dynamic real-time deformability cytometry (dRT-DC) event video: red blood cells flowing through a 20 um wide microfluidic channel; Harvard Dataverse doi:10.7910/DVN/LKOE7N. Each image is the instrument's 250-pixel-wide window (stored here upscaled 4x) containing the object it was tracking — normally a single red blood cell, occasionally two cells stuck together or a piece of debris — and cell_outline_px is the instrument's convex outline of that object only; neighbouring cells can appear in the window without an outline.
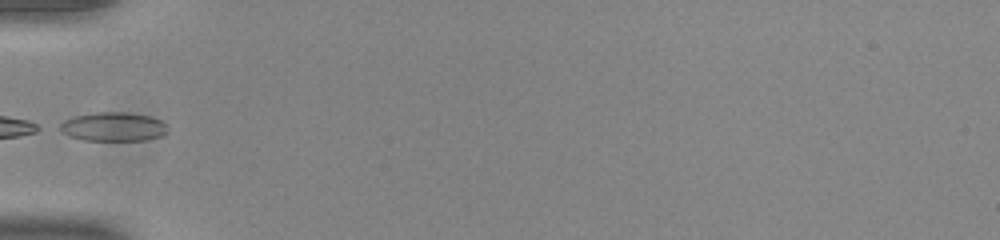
{"species": "common noctule bat (a hibernating species)", "species_latin": "Nyctalus noctula", "temperature_condition": "room temperature", "stored_images_in_passage": 32, "camera_frame_rate_fps": 3000, "um_per_image_px": 0.085, "animal": {"sex": "male", "body_mass_g": 20.0, "forearm_length_mm": 53.3}, "frame": {"image": 1, "passage_image": 1, "time_ms": 0.0, "image_size_px": [1000, 240], "cell_outline_px": [[168, 132], [160, 136], [144, 140], [84, 140], [68, 136], [52, 128], [64, 120], [76, 116], [96, 112], [124, 112], [148, 116], [160, 120], [164, 124]], "centroid_in_image_um": [9.52, 10.78], "position_along_channel_um": 75.5, "area_um2": 18.26}}
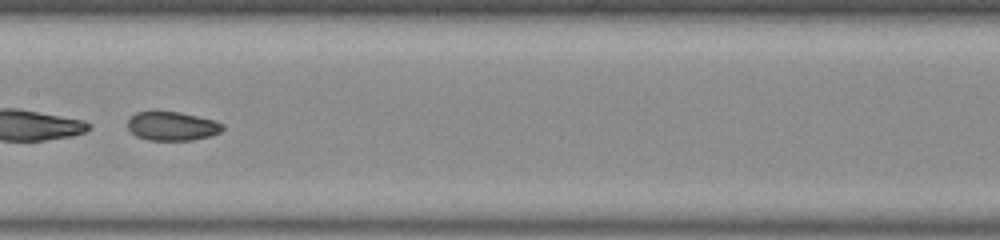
{"frame": {"image": 2, "passage_image": 10, "time_ms": 3.0, "image_size_px": [1000, 240], "cell_outline_px": [[224, 128], [220, 132], [208, 136], [192, 140], [148, 140], [136, 136], [128, 128], [128, 120], [136, 112], [180, 112], [212, 120], [224, 124]], "centroid_in_image_um": [14.62, 10.73], "position_along_channel_um": 192.8, "area_um2": 15.72}, "authors_computed_cell_mechanics": {"area_um2": 16.7042, "velocity_mm_per_s": 3.8947, "shape_relaxation_time_tau1_ms": 10.0488, "shape_relaxation_time_tau2_ms": 1.5176, "deformation_change_tau1": 0.1623, "deformation_change_tau2": 0.0547}}